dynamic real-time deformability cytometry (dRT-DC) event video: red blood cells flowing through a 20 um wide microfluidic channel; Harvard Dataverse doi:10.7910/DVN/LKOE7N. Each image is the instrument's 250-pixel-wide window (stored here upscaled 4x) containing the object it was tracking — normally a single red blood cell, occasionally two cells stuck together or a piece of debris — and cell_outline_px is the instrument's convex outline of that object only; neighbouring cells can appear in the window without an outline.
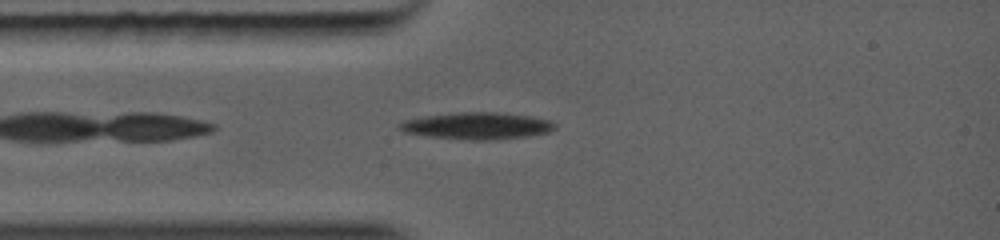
{"species": "common noctule bat (a hibernating species)", "species_latin": "Nyctalus noctula", "temperature_condition": "warm", "stored_images_in_passage": 60, "camera_frame_rate_fps": 5000, "um_per_image_px": 0.085, "animal": {"sex": "female", "body_mass_g": 19.0, "forearm_length_mm": 56.7}, "frame": {"image": 1, "passage_image": 4, "time_ms": 0.6, "image_size_px": [1000, 240], "cell_outline_px": [[556, 128], [548, 132], [528, 136], [488, 140], [472, 140], [428, 136], [404, 132], [396, 128], [396, 124], [408, 120], [424, 116], [460, 112], [496, 112], [532, 116], [552, 120], [556, 124]], "centroid_in_image_um": [40.57, 10.69], "position_along_channel_um": 44.4, "area_um2": 24.33}}
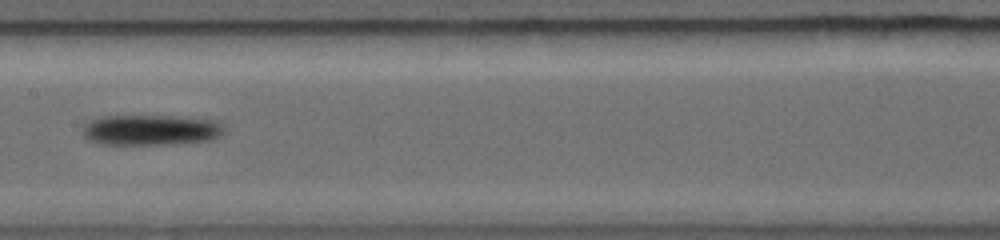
{"frame": {"image": 2, "passage_image": 20, "time_ms": 3.8, "image_size_px": [1000, 240], "cell_outline_px": [[224, 132], [220, 136], [212, 140], [168, 144], [100, 144], [88, 140], [84, 136], [84, 124], [100, 116], [184, 116], [216, 120], [224, 128]], "centroid_in_image_um": [12.85, 11.04], "position_along_channel_um": 194.5, "area_um2": 25.32}}
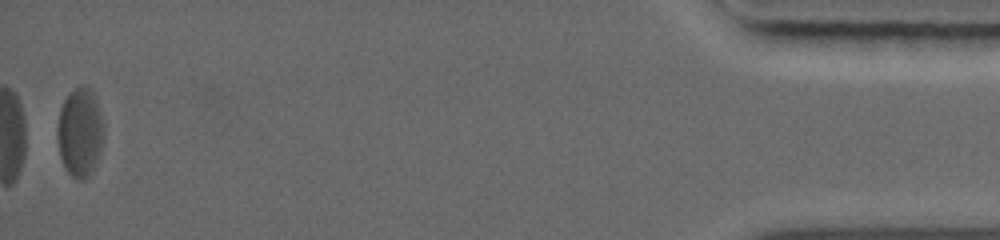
{"frame": {"image": 3, "passage_image": 58, "time_ms": 11.4, "image_size_px": [1000, 240], "cell_outline_px": [[104, 140], [96, 160], [88, 176], [84, 180], [80, 180], [72, 176], [64, 168], [60, 156], [56, 136], [56, 128], [60, 108], [68, 92], [80, 84], [88, 84], [96, 100], [104, 124]], "centroid_in_image_um": [6.78, 11.19], "position_along_channel_um": 428.4, "area_um2": 24.39}}